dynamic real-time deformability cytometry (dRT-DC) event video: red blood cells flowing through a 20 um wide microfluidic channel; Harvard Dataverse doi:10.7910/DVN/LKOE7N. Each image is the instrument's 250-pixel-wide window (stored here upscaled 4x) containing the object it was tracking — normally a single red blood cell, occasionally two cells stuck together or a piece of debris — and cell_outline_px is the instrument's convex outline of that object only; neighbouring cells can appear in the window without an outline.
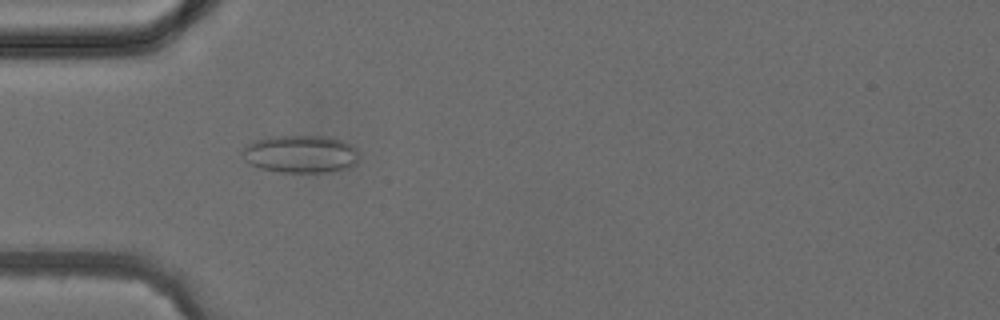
{"species": "common noctule bat (a hibernating species)", "species_latin": "Nyctalus noctula", "temperature_condition": "cold", "stored_images_in_passage": 4, "camera_frame_rate_fps": 3000, "um_per_image_px": 0.085, "animal": {"sex": "female", "body_mass_g": 24.6, "forearm_length_mm": 56.2}, "frame": {"image": 1, "passage_image": 4, "time_ms": 4.0, "image_size_px": [1000, 320], "cell_outline_px": [[360, 152], [356, 164], [352, 168], [328, 172], [280, 172], [260, 168], [248, 164], [240, 156], [240, 152], [252, 140], [268, 136], [328, 136], [340, 140], [356, 148]], "centroid_in_image_um": [25.52, 13.09], "position_along_channel_um": 59.5, "area_um2": 26.18}}